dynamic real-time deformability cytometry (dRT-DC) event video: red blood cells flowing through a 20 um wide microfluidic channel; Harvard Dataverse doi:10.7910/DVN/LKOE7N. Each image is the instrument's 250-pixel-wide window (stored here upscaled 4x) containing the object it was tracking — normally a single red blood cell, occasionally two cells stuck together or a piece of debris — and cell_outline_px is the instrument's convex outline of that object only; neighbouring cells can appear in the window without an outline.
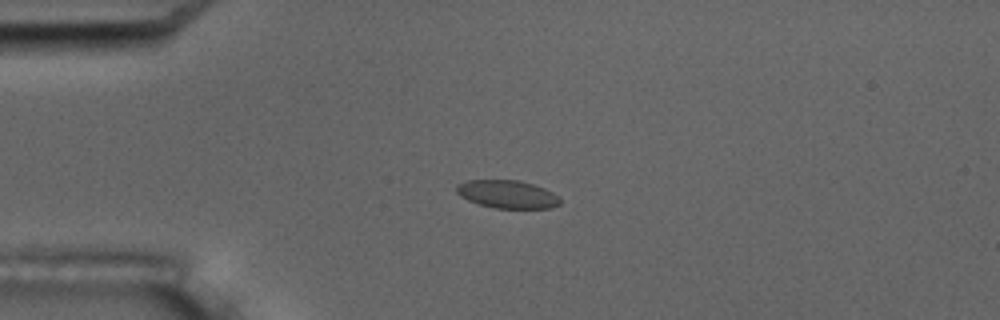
{"species": "common noctule bat (a hibernating species)", "species_latin": "Nyctalus noctula", "temperature_condition": "room temperature", "stored_images_in_passage": 5, "camera_frame_rate_fps": 3000, "um_per_image_px": 0.085, "animal": {"sex": "male", "body_mass_g": 17.5, "forearm_length_mm": 52.3}, "frame": {"image": 1, "passage_image": 4, "time_ms": 4.333, "image_size_px": [1000, 320], "cell_outline_px": [[560, 204], [552, 208], [496, 208], [480, 204], [468, 200], [460, 196], [456, 192], [456, 184], [468, 180], [516, 180], [532, 184], [544, 188], [552, 192], [560, 200]], "centroid_in_image_um": [43.1, 16.51], "position_along_channel_um": 41.9, "area_um2": 16.76}}